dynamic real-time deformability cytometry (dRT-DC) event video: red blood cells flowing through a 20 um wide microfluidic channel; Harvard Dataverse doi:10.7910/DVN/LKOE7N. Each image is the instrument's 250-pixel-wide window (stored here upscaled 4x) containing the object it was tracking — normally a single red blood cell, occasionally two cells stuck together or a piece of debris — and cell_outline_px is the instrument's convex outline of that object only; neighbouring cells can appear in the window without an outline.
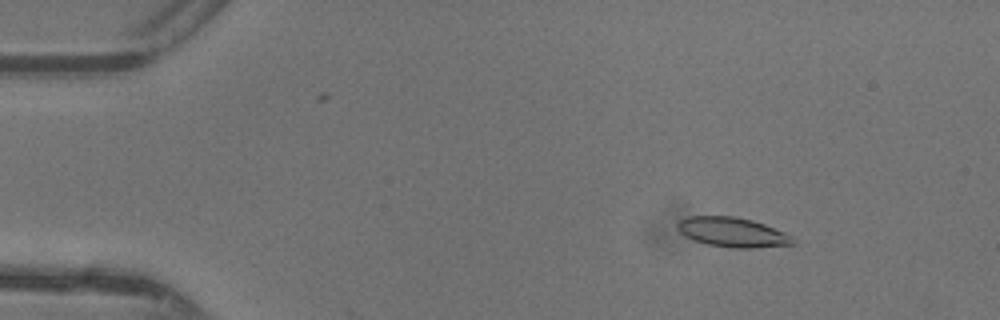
{"species": "common noctule bat (a hibernating species)", "species_latin": "Nyctalus noctula", "temperature_condition": "warm", "stored_images_in_passage": 8, "camera_frame_rate_fps": 3000, "um_per_image_px": 0.085, "animal": {"sex": "female"}, "frame": {"image": 1, "passage_image": 6, "time_ms": 1.667, "image_size_px": [1000, 320], "cell_outline_px": [[796, 244], [752, 248], [728, 248], [708, 244], [684, 236], [676, 228], [676, 224], [680, 220], [688, 216], [732, 216], [752, 220], [764, 224], [784, 232], [792, 236], [796, 240]], "centroid_in_image_um": [62.26, 19.74], "position_along_channel_um": 22.7, "area_um2": 20.0}}